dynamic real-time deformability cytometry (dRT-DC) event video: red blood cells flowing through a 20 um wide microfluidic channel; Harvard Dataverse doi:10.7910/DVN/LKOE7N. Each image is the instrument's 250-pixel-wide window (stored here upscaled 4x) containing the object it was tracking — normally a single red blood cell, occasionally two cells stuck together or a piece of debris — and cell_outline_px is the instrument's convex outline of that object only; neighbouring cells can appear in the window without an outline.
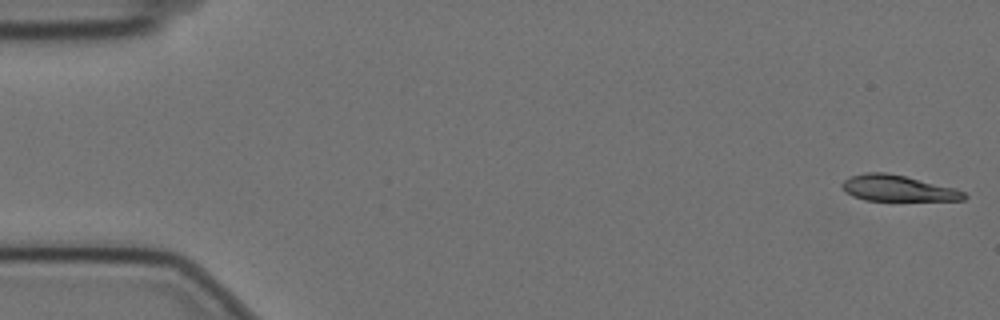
{"species": "Egyptian fruit bat (a non-hibernating species)", "species_latin": "Rousettus aegyptiacus", "temperature_condition": "cold", "stored_images_in_passage": 57, "camera_frame_rate_fps": 3000, "um_per_image_px": 0.085, "animal": {"sex": "female"}, "frame": {"image": 1, "passage_image": 1, "time_ms": 0.0, "image_size_px": [1000, 320], "cell_outline_px": [[968, 196], [964, 200], [864, 200], [852, 196], [844, 192], [840, 184], [848, 176], [864, 172], [884, 172], [904, 176], [956, 188], [964, 192]], "centroid_in_image_um": [76.26, 15.99], "position_along_channel_um": 8.7, "area_um2": 18.55}}
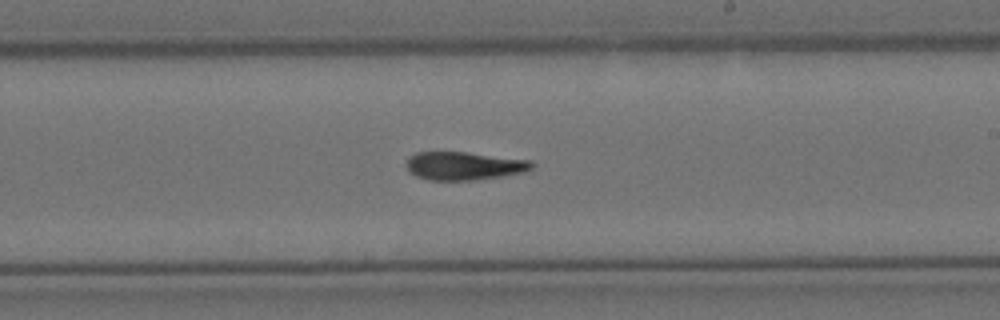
{"frame": {"image": 2, "passage_image": 33, "time_ms": 10.667, "image_size_px": [1000, 320], "cell_outline_px": [[536, 164], [532, 168], [524, 172], [500, 176], [472, 180], [428, 180], [416, 176], [408, 172], [404, 164], [408, 156], [416, 152], [468, 152], [532, 160]], "centroid_in_image_um": [39.41, 14.09], "position_along_channel_um": 249.6, "area_um2": 20.92}}
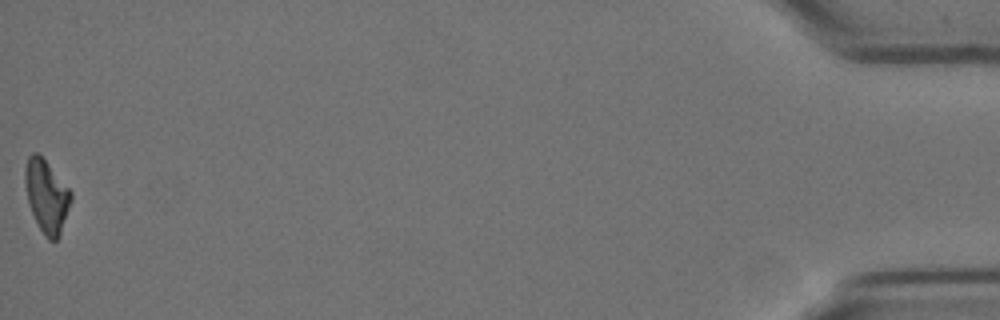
{"frame": {"image": 3, "passage_image": 57, "time_ms": 18.667, "image_size_px": [1000, 320], "cell_outline_px": [[72, 200], [60, 236], [56, 240], [48, 240], [44, 236], [28, 204], [24, 180], [24, 168], [28, 156], [32, 152], [36, 152], [44, 160], [72, 192]], "centroid_in_image_um": [3.95, 16.69], "position_along_channel_um": 431.2, "area_um2": 19.36}, "authors_computed_cell_mechanics": {"area_um2": 20.519, "velocity_mm_per_s": 3.5106, "shape_relaxation_time_tau1_ms": 10.8925, "shape_relaxation_time_tau2_ms": 4.5072, "deformation_change_tau1": 0.2581, "deformation_change_tau2": 0.1184}}